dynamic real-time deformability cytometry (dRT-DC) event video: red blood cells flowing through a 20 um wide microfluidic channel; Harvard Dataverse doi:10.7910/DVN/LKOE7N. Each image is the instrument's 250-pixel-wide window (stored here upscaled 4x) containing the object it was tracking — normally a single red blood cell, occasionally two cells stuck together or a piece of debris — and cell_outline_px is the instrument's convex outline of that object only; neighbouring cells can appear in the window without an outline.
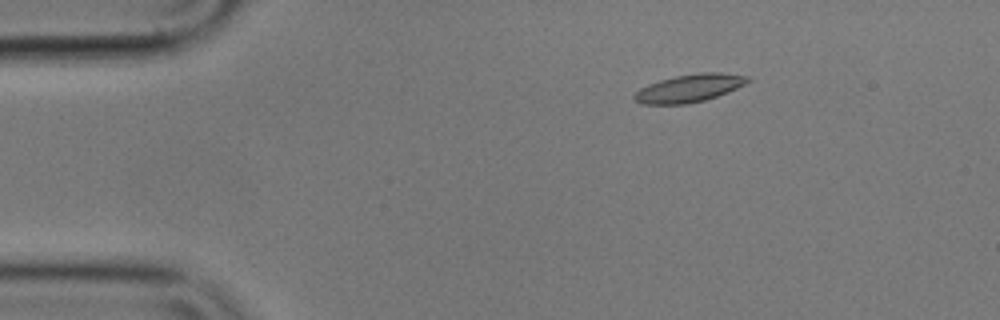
{"species": "common noctule bat (a hibernating species)", "species_latin": "Nyctalus noctula", "temperature_condition": "cold", "stored_images_in_passage": 15, "camera_frame_rate_fps": 3000, "um_per_image_px": 0.085, "animal": {"sex": "male", "body_mass_g": 17.9}, "frame": {"image": 1, "passage_image": 9, "time_ms": 2.667, "image_size_px": [1000, 320], "cell_outline_px": [[752, 80], [728, 92], [704, 100], [688, 104], [644, 104], [636, 100], [632, 96], [640, 88], [648, 84], [660, 80], [676, 76], [700, 72], [720, 72], [748, 76]], "centroid_in_image_um": [58.6, 7.49], "position_along_channel_um": 26.4, "area_um2": 18.26}}